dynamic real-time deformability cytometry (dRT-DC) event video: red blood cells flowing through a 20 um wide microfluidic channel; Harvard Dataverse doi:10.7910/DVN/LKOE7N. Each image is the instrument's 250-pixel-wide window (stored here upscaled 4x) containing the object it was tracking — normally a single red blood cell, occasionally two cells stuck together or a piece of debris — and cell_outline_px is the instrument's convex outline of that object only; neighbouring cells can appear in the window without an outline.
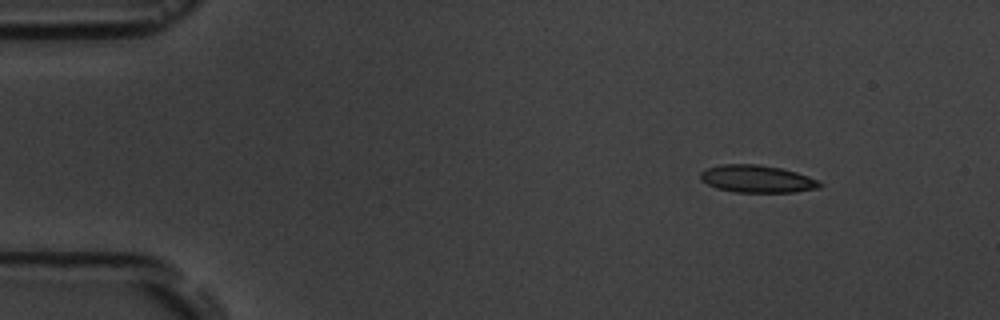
{"species": "common noctule bat (a hibernating species)", "species_latin": "Nyctalus noctula", "temperature_condition": "room temperature", "stored_images_in_passage": 3, "camera_frame_rate_fps": 3000, "um_per_image_px": 0.085, "animal": {"sex": "male", "body_mass_g": 19.5, "forearm_length_mm": 54.6}, "frame": {"image": 1, "passage_image": 1, "time_ms": 0.0, "image_size_px": [1000, 320], "cell_outline_px": [[824, 184], [820, 188], [796, 192], [736, 192], [716, 188], [700, 180], [700, 172], [708, 168], [720, 164], [756, 164], [780, 168], [796, 172], [808, 176]], "centroid_in_image_um": [64.35, 15.21], "position_along_channel_um": 20.7, "area_um2": 19.07}}